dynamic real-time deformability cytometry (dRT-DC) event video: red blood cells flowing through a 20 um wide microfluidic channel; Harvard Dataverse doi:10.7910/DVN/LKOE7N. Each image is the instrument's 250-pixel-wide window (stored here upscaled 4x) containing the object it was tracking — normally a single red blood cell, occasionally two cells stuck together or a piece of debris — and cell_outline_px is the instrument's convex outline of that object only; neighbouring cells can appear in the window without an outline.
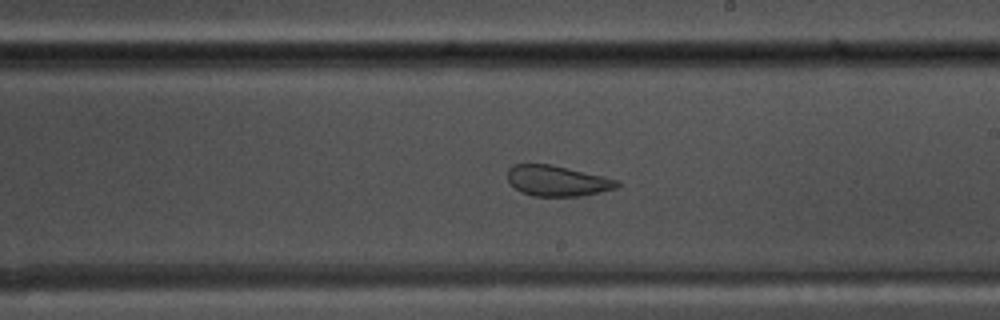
{"species": "common noctule bat (a hibernating species)", "species_latin": "Nyctalus noctula", "temperature_condition": "warm", "stored_images_in_passage": 56, "camera_frame_rate_fps": 3000, "um_per_image_px": 0.085, "animal": {"sex": "male", "body_mass_g": 17.5, "forearm_length_mm": 52.3}, "frame": {"image": 1, "passage_image": 32, "time_ms": 10.333, "image_size_px": [1000, 320], "cell_outline_px": [[620, 184], [616, 188], [580, 196], [532, 196], [520, 192], [508, 180], [508, 168], [512, 164], [552, 164], [604, 176], [620, 180]], "centroid_in_image_um": [47.37, 15.36], "position_along_channel_um": 241.6, "area_um2": 19.59}}